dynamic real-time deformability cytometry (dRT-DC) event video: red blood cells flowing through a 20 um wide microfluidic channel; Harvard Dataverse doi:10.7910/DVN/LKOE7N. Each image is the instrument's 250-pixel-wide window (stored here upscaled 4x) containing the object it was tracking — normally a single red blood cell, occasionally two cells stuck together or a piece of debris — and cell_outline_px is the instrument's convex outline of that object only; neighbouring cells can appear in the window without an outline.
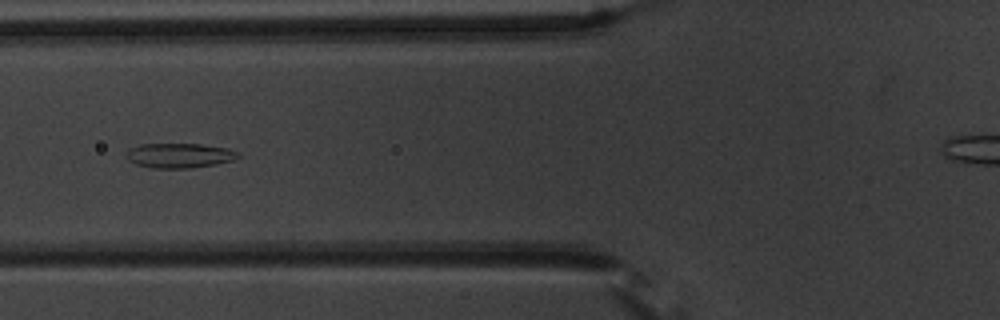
{"species": "common noctule bat (a hibernating species)", "species_latin": "Nyctalus noctula", "temperature_condition": "warm", "stored_images_in_passage": 7, "segment_of_instrument_passage": [1, 2], "camera_frame_rate_fps": 3000, "um_per_image_px": 0.085, "animal": {"sex": "male", "body_mass_g": 20.1, "forearm_length_mm": 53.5}, "frame": {"image": 1, "passage_image": 5, "time_ms": 5.0, "image_size_px": [1000, 320], "cell_outline_px": [[240, 156], [232, 160], [216, 164], [192, 168], [152, 168], [136, 164], [128, 160], [124, 156], [132, 148], [140, 144], [200, 144], [228, 148], [240, 152]], "centroid_in_image_um": [15.27, 13.22], "position_along_channel_um": 110.5, "area_um2": 16.13}}
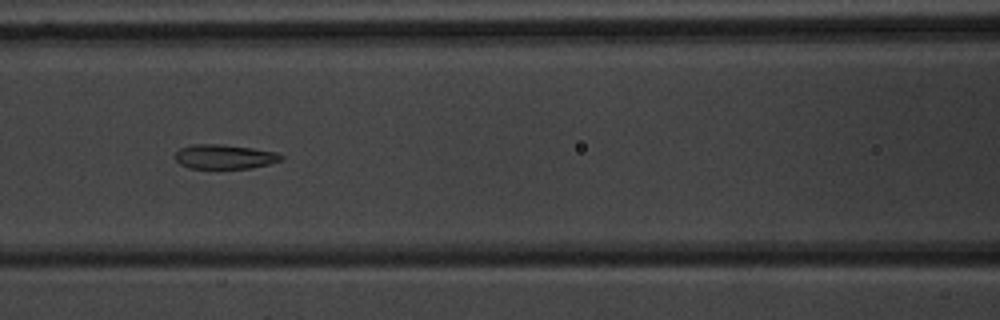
{"frame": {"image": 2, "passage_image": 6, "time_ms": 6.0, "image_size_px": [1000, 320], "cell_outline_px": [[284, 160], [252, 168], [188, 168], [180, 164], [176, 160], [176, 152], [180, 148], [192, 144], [220, 144], [252, 148], [276, 152], [284, 156]], "centroid_in_image_um": [19.1, 13.32], "position_along_channel_um": 147.5, "area_um2": 15.09}}